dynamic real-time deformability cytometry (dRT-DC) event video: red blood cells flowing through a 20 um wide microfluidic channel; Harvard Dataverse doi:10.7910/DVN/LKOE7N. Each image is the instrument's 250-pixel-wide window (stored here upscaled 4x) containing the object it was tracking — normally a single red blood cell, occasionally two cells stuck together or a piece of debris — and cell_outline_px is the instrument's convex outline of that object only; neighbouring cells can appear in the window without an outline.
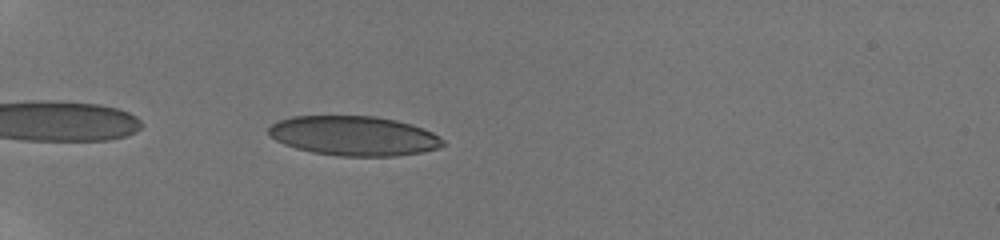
{"species": "human", "species_latin": "Homo sapiens", "temperature_condition": "room temperature", "stored_images_in_passage": 39, "camera_frame_rate_fps": 3000, "um_per_image_px": 0.085, "donor": {"sex": "male"}, "frame": {"image": 1, "passage_image": 3, "time_ms": 0.667, "image_size_px": [1000, 240], "cell_outline_px": [[448, 144], [436, 148], [420, 152], [396, 156], [340, 156], [312, 152], [296, 148], [284, 144], [276, 140], [268, 132], [268, 128], [272, 124], [280, 120], [292, 116], [376, 116], [396, 120], [412, 124], [432, 132], [444, 140]], "centroid_in_image_um": [30.09, 11.54], "position_along_channel_um": 54.9, "area_um2": 40.17}}
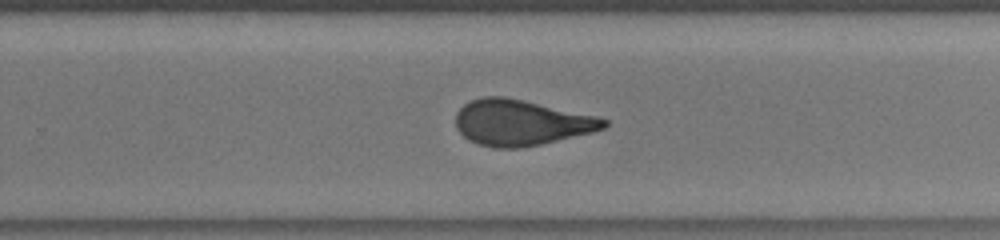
{"frame": {"image": 2, "passage_image": 23, "time_ms": 7.333, "image_size_px": [1000, 240], "cell_outline_px": [[608, 124], [604, 128], [592, 132], [540, 144], [520, 148], [492, 148], [476, 144], [468, 140], [456, 128], [456, 112], [464, 104], [472, 100], [484, 96], [508, 96], [600, 116], [608, 120]], "centroid_in_image_um": [44.29, 10.41], "position_along_channel_um": 285.5, "area_um2": 39.94}}
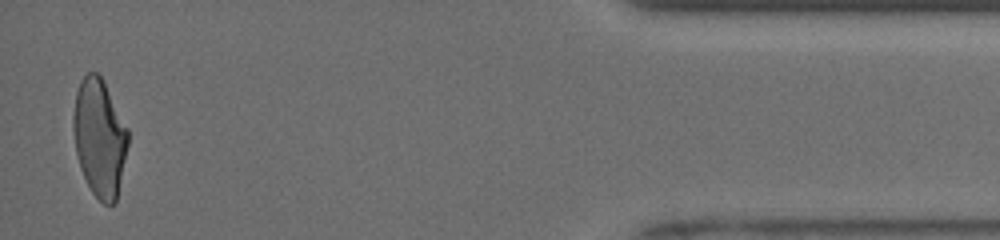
{"frame": {"image": 3, "passage_image": 38, "time_ms": 12.333, "image_size_px": [1000, 240], "cell_outline_px": [[128, 144], [116, 200], [112, 204], [104, 204], [92, 192], [80, 168], [76, 152], [72, 128], [72, 116], [76, 92], [80, 80], [88, 72], [96, 72], [104, 80], [128, 128]], "centroid_in_image_um": [8.44, 11.66], "position_along_channel_um": 426.8, "area_um2": 37.51}, "authors_computed_cell_mechanics": {"area_um2": 39.882, "velocity_mm_per_s": 3.9623, "shape_relaxation_time_tau1_ms": null, "shape_relaxation_time_tau2_ms": 0.9563, "deformation_change_tau1": null, "deformation_change_tau2": 0.0579}}